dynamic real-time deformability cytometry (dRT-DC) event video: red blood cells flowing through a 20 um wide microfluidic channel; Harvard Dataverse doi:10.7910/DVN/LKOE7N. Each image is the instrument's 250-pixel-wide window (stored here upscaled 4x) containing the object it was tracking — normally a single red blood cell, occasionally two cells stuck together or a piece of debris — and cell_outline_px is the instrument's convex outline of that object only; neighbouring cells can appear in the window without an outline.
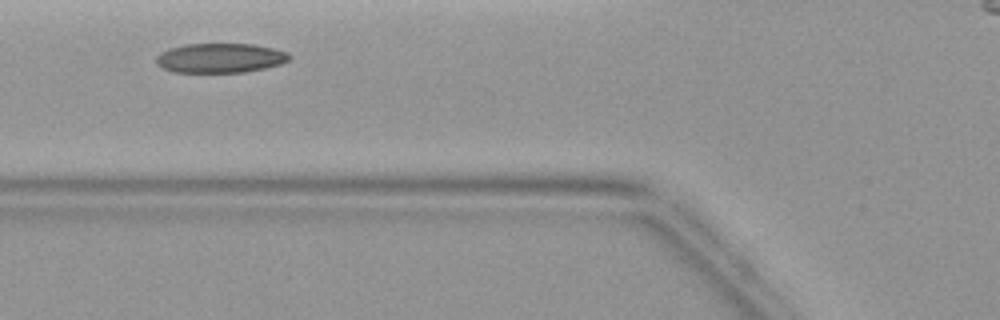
{"species": "common noctule bat (a hibernating species)", "species_latin": "Nyctalus noctula", "temperature_condition": "warm", "stored_images_in_passage": 2, "camera_frame_rate_fps": 3000, "um_per_image_px": 0.085, "animal": {"sex": "female", "body_mass_g": 19.9}, "frame": {"image": 1, "passage_image": 2, "time_ms": 1.0, "image_size_px": [1000, 320], "cell_outline_px": [[292, 56], [288, 60], [280, 64], [264, 68], [244, 72], [172, 72], [156, 64], [156, 56], [160, 52], [168, 48], [188, 44], [252, 44], [276, 48], [288, 52]], "centroid_in_image_um": [18.72, 4.92], "position_along_channel_um": 107.1, "area_um2": 23.0}}